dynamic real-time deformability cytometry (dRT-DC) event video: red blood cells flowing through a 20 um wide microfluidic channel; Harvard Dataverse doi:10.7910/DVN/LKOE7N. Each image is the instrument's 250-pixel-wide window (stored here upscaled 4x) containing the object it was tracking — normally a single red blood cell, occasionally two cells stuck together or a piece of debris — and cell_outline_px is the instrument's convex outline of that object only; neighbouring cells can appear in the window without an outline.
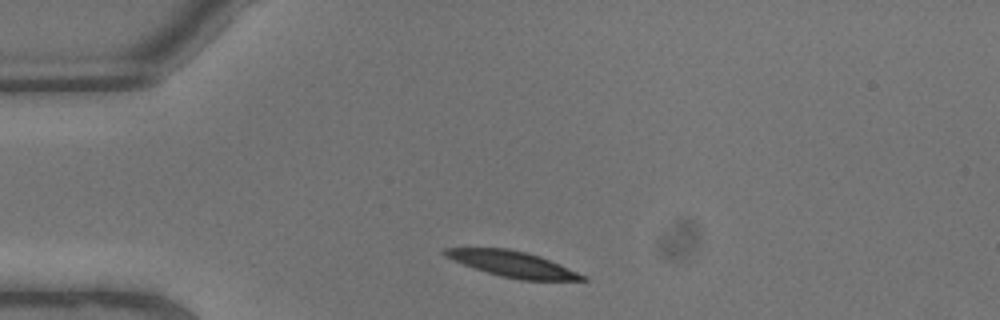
{"species": "common noctule bat (a hibernating species)", "species_latin": "Nyctalus noctula", "temperature_condition": "warm", "stored_images_in_passage": 5, "camera_frame_rate_fps": 3000, "um_per_image_px": 0.085, "animal": {"sex": "male", "body_mass_g": 13.3}, "frame": {"image": 1, "passage_image": 1, "time_ms": 0.0, "image_size_px": [1000, 320], "cell_outline_px": [[588, 280], [520, 280], [500, 276], [452, 260], [444, 256], [440, 252], [444, 248], [508, 248], [540, 256], [560, 264], [588, 276]], "centroid_in_image_um": [43.58, 22.44], "position_along_channel_um": 41.4, "area_um2": 20.58}}
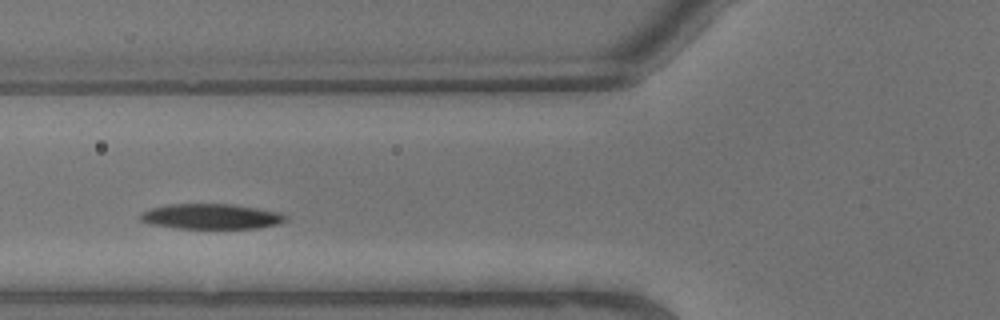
{"frame": {"image": 2, "passage_image": 4, "time_ms": 1.0, "image_size_px": [1000, 320], "cell_outline_px": [[288, 216], [280, 224], [256, 228], [176, 228], [152, 224], [140, 220], [140, 212], [148, 208], [168, 204], [232, 204], [280, 212]], "centroid_in_image_um": [17.92, 18.39], "position_along_channel_um": 107.9, "area_um2": 21.39}}
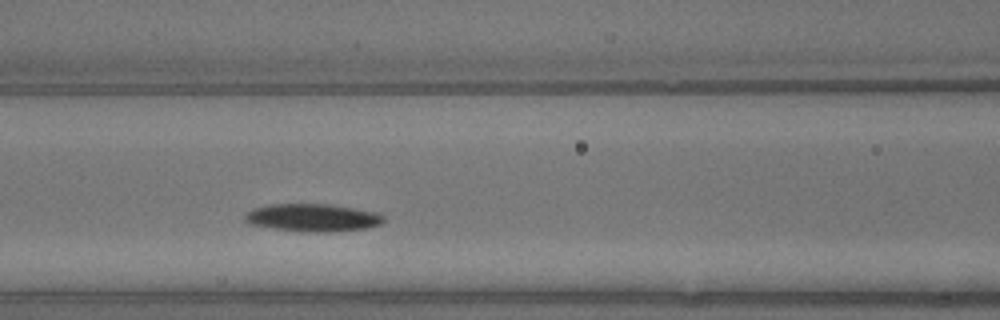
{"frame": {"image": 3, "passage_image": 5, "time_ms": 1.333, "image_size_px": [1000, 320], "cell_outline_px": [[384, 220], [380, 224], [368, 228], [328, 232], [316, 232], [276, 228], [248, 224], [244, 220], [244, 216], [252, 208], [268, 204], [332, 204], [380, 212], [384, 216]], "centroid_in_image_um": [26.61, 18.48], "position_along_channel_um": 140.0, "area_um2": 22.48}}